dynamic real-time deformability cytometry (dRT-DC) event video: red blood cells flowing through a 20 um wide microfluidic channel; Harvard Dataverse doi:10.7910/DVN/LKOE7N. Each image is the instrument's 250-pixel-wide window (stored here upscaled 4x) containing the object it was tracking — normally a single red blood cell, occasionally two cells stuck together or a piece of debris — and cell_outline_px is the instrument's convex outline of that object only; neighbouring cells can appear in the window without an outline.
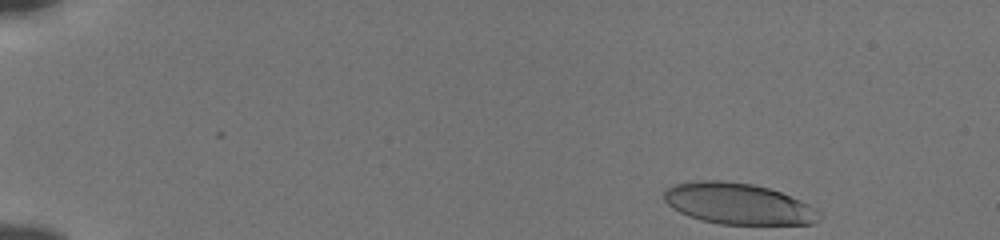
{"species": "human", "species_latin": "Homo sapiens", "temperature_condition": "cold", "stored_images_in_passage": 46, "camera_frame_rate_fps": 3000, "um_per_image_px": 0.085, "donor": {"sex": "male"}, "frame": {"image": 1, "passage_image": 1, "time_ms": 0.0, "image_size_px": [1000, 240], "cell_outline_px": [[824, 216], [820, 220], [812, 224], [720, 224], [700, 220], [688, 216], [672, 208], [664, 200], [664, 192], [672, 184], [696, 180], [724, 180], [752, 184], [768, 188], [780, 192], [800, 200], [816, 208]], "centroid_in_image_um": [62.75, 17.32], "position_along_channel_um": 22.2, "area_um2": 37.51}}
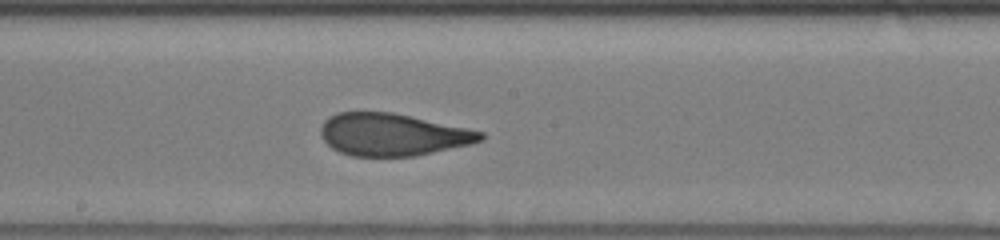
{"frame": {"image": 2, "passage_image": 26, "time_ms": 8.333, "image_size_px": [1000, 240], "cell_outline_px": [[484, 140], [472, 144], [416, 156], [352, 156], [340, 152], [332, 148], [320, 136], [320, 128], [324, 120], [328, 116], [336, 112], [392, 112], [468, 128], [484, 132]], "centroid_in_image_um": [33.37, 11.44], "position_along_channel_um": 214.8, "area_um2": 39.65}}
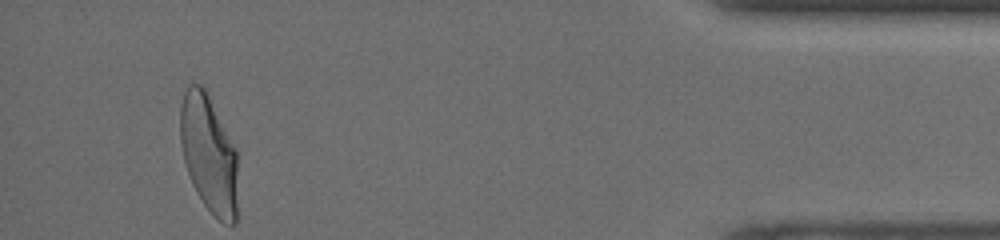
{"frame": {"image": 3, "passage_image": 46, "time_ms": 15.0, "image_size_px": [1000, 240], "cell_outline_px": [[236, 224], [224, 224], [204, 204], [196, 192], [192, 184], [184, 160], [180, 140], [180, 104], [184, 92], [188, 84], [200, 84], [204, 88], [236, 148]], "centroid_in_image_um": [17.73, 13.06], "position_along_channel_um": 417.5, "area_um2": 39.07}, "authors_computed_cell_mechanics": {"area_um2": 39.7375, "velocity_mm_per_s": 3.8327, "shape_relaxation_time_tau1_ms": 5.8175, "shape_relaxation_time_tau2_ms": 1.0373, "deformation_change_tau1": 0.2191, "deformation_change_tau2": 0.0875}}